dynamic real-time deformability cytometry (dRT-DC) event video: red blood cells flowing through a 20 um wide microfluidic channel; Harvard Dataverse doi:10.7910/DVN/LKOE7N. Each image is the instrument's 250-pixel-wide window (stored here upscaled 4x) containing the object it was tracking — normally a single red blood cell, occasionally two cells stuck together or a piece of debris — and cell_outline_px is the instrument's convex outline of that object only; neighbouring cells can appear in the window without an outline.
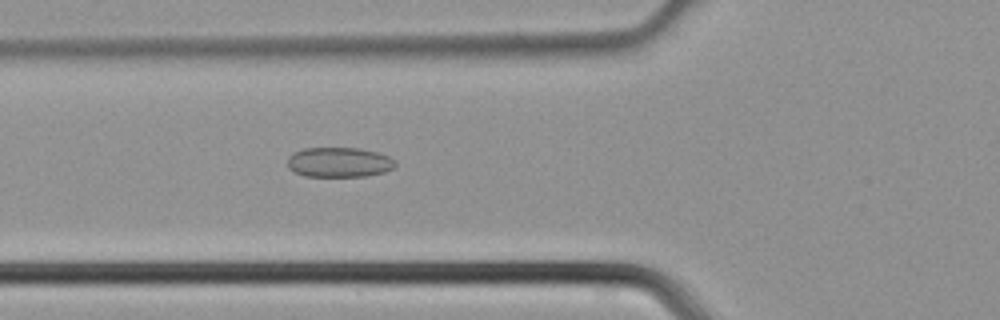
{"species": "common noctule bat (a hibernating species)", "species_latin": "Nyctalus noctula", "temperature_condition": "cold", "stored_images_in_passage": 44, "camera_frame_rate_fps": 3000, "um_per_image_px": 0.085, "animal": {"sex": "male", "body_mass_g": 21.5, "forearm_length_mm": 52.0}, "frame": {"image": 1, "passage_image": 16, "time_ms": 5.0, "image_size_px": [1000, 320], "cell_outline_px": [[396, 164], [392, 168], [384, 172], [368, 176], [304, 176], [288, 168], [288, 156], [292, 152], [304, 148], [360, 148], [376, 152], [388, 156], [396, 160]], "centroid_in_image_um": [28.81, 13.78], "position_along_channel_um": 97.0, "area_um2": 18.84}}
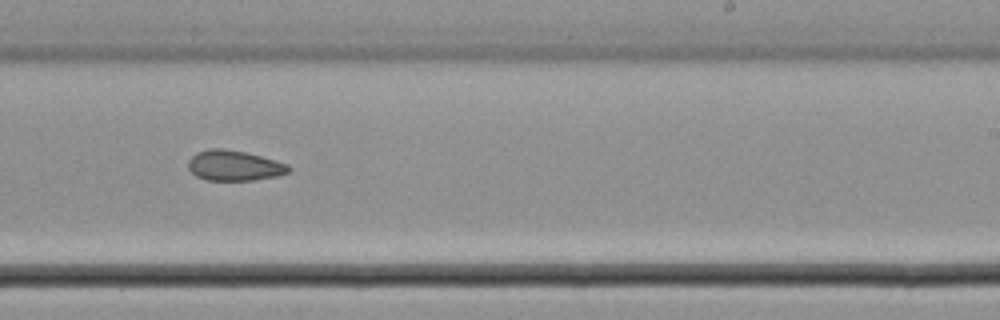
{"frame": {"image": 2, "passage_image": 27, "time_ms": 8.667, "image_size_px": [1000, 320], "cell_outline_px": [[292, 168], [288, 172], [276, 176], [252, 180], [208, 180], [196, 176], [188, 168], [188, 160], [196, 152], [208, 148], [220, 148], [244, 152], [276, 160], [288, 164]], "centroid_in_image_um": [19.89, 14.07], "position_along_channel_um": 269.1, "area_um2": 17.69}}
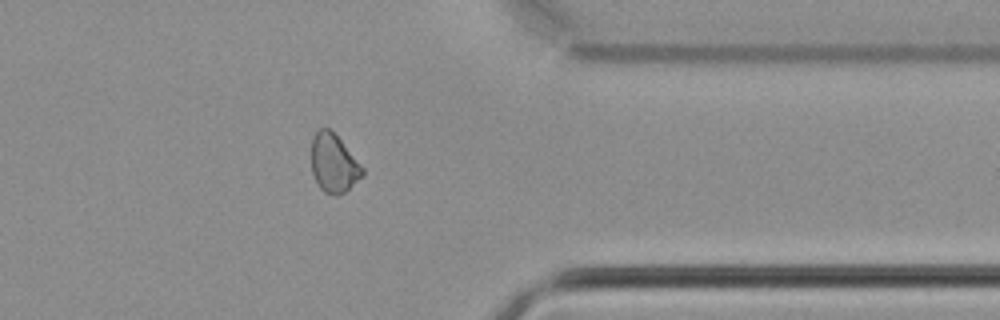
{"frame": {"image": 3, "passage_image": 35, "time_ms": 11.333, "image_size_px": [1000, 320], "cell_outline_px": [[364, 176], [344, 192], [336, 196], [324, 192], [320, 188], [312, 172], [312, 140], [316, 132], [320, 128], [328, 128], [340, 140], [364, 168]], "centroid_in_image_um": [28.38, 13.91], "position_along_channel_um": 383.0, "area_um2": 17.11}}